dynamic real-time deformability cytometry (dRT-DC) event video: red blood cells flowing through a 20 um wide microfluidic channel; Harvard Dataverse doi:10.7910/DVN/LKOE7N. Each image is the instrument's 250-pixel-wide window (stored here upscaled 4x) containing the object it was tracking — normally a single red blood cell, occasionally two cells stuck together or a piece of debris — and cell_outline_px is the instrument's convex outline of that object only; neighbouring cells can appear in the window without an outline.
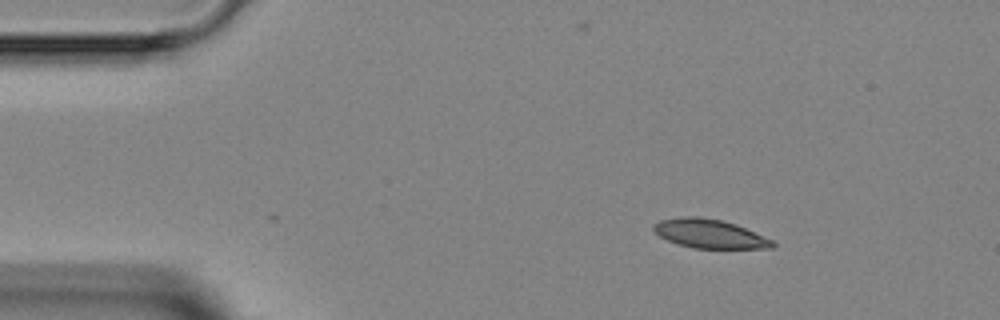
{"species": "Egyptian fruit bat (a non-hibernating species)", "species_latin": "Rousettus aegyptiacus", "temperature_condition": "room temperature", "stored_images_in_passage": 6, "camera_frame_rate_fps": 3000, "um_per_image_px": 0.085, "animal": {"sex": "female"}, "frame": {"image": 1, "passage_image": 1, "time_ms": 0.0, "image_size_px": [1000, 320], "cell_outline_px": [[776, 248], [692, 248], [668, 240], [660, 236], [652, 228], [652, 224], [660, 220], [684, 216], [696, 216], [720, 220], [736, 224], [772, 240], [776, 244]], "centroid_in_image_um": [60.31, 19.86], "position_along_channel_um": 24.7, "area_um2": 19.83}}
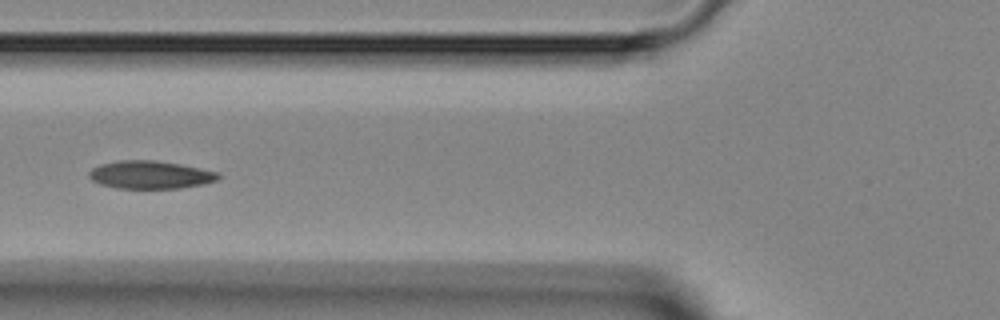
{"frame": {"image": 2, "passage_image": 4, "time_ms": 3.667, "image_size_px": [1000, 320], "cell_outline_px": [[220, 176], [216, 180], [204, 184], [180, 188], [116, 188], [100, 184], [92, 180], [88, 176], [88, 172], [92, 168], [100, 164], [116, 160], [156, 160], [180, 164], [220, 172]], "centroid_in_image_um": [12.76, 14.85], "position_along_channel_um": 113.0, "area_um2": 21.15}}
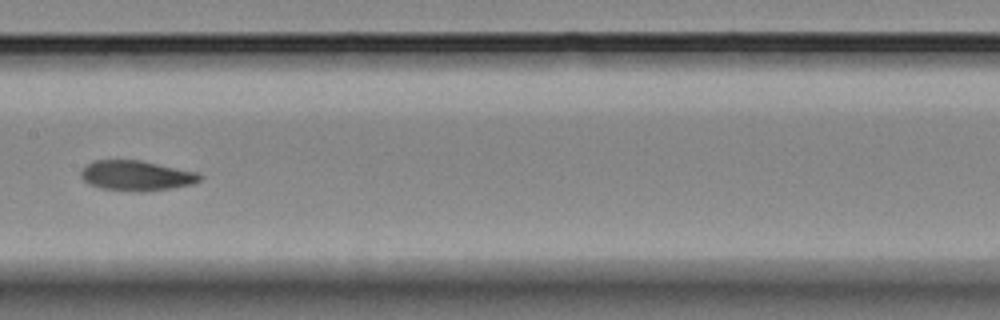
{"frame": {"image": 3, "passage_image": 6, "time_ms": 5.667, "image_size_px": [1000, 320], "cell_outline_px": [[204, 176], [200, 180], [192, 184], [168, 188], [140, 192], [100, 188], [88, 184], [80, 176], [80, 172], [92, 160], [140, 160], [200, 172]], "centroid_in_image_um": [11.61, 14.92], "position_along_channel_um": 195.8, "area_um2": 20.92}}